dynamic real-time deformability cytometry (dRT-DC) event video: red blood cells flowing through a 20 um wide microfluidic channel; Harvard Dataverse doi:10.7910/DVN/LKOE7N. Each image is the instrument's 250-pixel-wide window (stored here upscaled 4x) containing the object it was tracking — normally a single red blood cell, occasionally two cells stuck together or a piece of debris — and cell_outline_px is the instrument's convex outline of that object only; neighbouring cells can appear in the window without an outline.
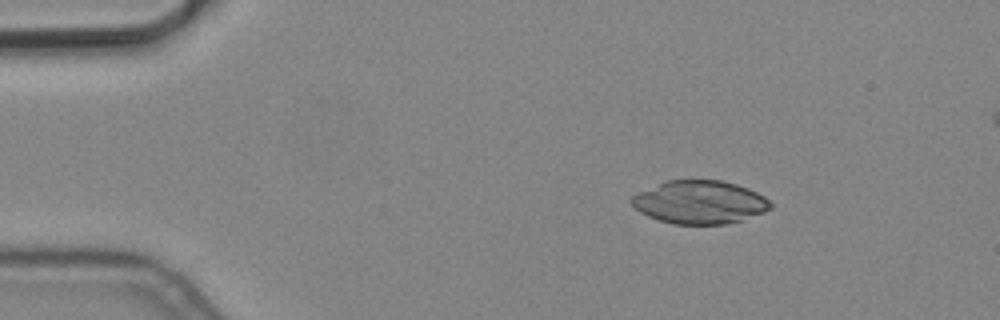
{"species": "common noctule bat (a hibernating species)", "species_latin": "Nyctalus noctula", "temperature_condition": "cold", "stored_images_in_passage": 3, "camera_frame_rate_fps": 3000, "um_per_image_px": 0.085, "animal": {"sex": "male", "body_mass_g": 19.2, "forearm_length_mm": 51.8}, "frame": {"image": 1, "passage_image": 1, "time_ms": 0.0, "image_size_px": [1000, 320], "cell_outline_px": [[772, 208], [764, 212], [728, 224], [672, 224], [648, 216], [640, 212], [632, 204], [632, 196], [640, 192], [668, 180], [720, 180], [736, 184], [748, 188], [764, 196], [772, 204]], "centroid_in_image_um": [59.5, 17.19], "position_along_channel_um": 25.5, "area_um2": 34.62}}